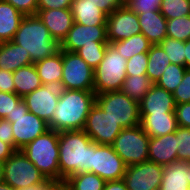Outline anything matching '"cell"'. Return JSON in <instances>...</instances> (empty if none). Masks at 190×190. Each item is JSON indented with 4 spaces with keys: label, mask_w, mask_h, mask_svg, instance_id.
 I'll return each mask as SVG.
<instances>
[{
    "label": "cell",
    "mask_w": 190,
    "mask_h": 190,
    "mask_svg": "<svg viewBox=\"0 0 190 190\" xmlns=\"http://www.w3.org/2000/svg\"><path fill=\"white\" fill-rule=\"evenodd\" d=\"M60 180L90 172L93 167V141L83 130L59 132Z\"/></svg>",
    "instance_id": "7a4b0ae2"
},
{
    "label": "cell",
    "mask_w": 190,
    "mask_h": 190,
    "mask_svg": "<svg viewBox=\"0 0 190 190\" xmlns=\"http://www.w3.org/2000/svg\"><path fill=\"white\" fill-rule=\"evenodd\" d=\"M73 0H37V10L71 8Z\"/></svg>",
    "instance_id": "ee69618b"
},
{
    "label": "cell",
    "mask_w": 190,
    "mask_h": 190,
    "mask_svg": "<svg viewBox=\"0 0 190 190\" xmlns=\"http://www.w3.org/2000/svg\"><path fill=\"white\" fill-rule=\"evenodd\" d=\"M15 150L7 143L0 140V161H5L9 158Z\"/></svg>",
    "instance_id": "f907efd6"
},
{
    "label": "cell",
    "mask_w": 190,
    "mask_h": 190,
    "mask_svg": "<svg viewBox=\"0 0 190 190\" xmlns=\"http://www.w3.org/2000/svg\"><path fill=\"white\" fill-rule=\"evenodd\" d=\"M22 100L16 93L0 92V119H5L14 111L15 106Z\"/></svg>",
    "instance_id": "ab89813d"
},
{
    "label": "cell",
    "mask_w": 190,
    "mask_h": 190,
    "mask_svg": "<svg viewBox=\"0 0 190 190\" xmlns=\"http://www.w3.org/2000/svg\"><path fill=\"white\" fill-rule=\"evenodd\" d=\"M95 102L94 91L61 89L56 110L48 122L49 129L58 132L83 130Z\"/></svg>",
    "instance_id": "6da1fadb"
},
{
    "label": "cell",
    "mask_w": 190,
    "mask_h": 190,
    "mask_svg": "<svg viewBox=\"0 0 190 190\" xmlns=\"http://www.w3.org/2000/svg\"><path fill=\"white\" fill-rule=\"evenodd\" d=\"M175 106L172 93H169L157 84H153L139 102L140 114L175 113Z\"/></svg>",
    "instance_id": "d6986e66"
},
{
    "label": "cell",
    "mask_w": 190,
    "mask_h": 190,
    "mask_svg": "<svg viewBox=\"0 0 190 190\" xmlns=\"http://www.w3.org/2000/svg\"><path fill=\"white\" fill-rule=\"evenodd\" d=\"M43 85L60 87L63 76L62 50L34 63Z\"/></svg>",
    "instance_id": "d4e9b609"
},
{
    "label": "cell",
    "mask_w": 190,
    "mask_h": 190,
    "mask_svg": "<svg viewBox=\"0 0 190 190\" xmlns=\"http://www.w3.org/2000/svg\"><path fill=\"white\" fill-rule=\"evenodd\" d=\"M96 103L123 129L140 125L139 102L129 98L121 90L96 95Z\"/></svg>",
    "instance_id": "8992f818"
},
{
    "label": "cell",
    "mask_w": 190,
    "mask_h": 190,
    "mask_svg": "<svg viewBox=\"0 0 190 190\" xmlns=\"http://www.w3.org/2000/svg\"><path fill=\"white\" fill-rule=\"evenodd\" d=\"M189 183H190V167H189Z\"/></svg>",
    "instance_id": "9f6ffc18"
},
{
    "label": "cell",
    "mask_w": 190,
    "mask_h": 190,
    "mask_svg": "<svg viewBox=\"0 0 190 190\" xmlns=\"http://www.w3.org/2000/svg\"><path fill=\"white\" fill-rule=\"evenodd\" d=\"M149 139L141 125H138L122 129L111 146L129 166L148 161Z\"/></svg>",
    "instance_id": "9c48e42d"
},
{
    "label": "cell",
    "mask_w": 190,
    "mask_h": 190,
    "mask_svg": "<svg viewBox=\"0 0 190 190\" xmlns=\"http://www.w3.org/2000/svg\"><path fill=\"white\" fill-rule=\"evenodd\" d=\"M12 41L22 46L25 52H29L32 63L50 57L60 50V44L51 37L37 15L23 17Z\"/></svg>",
    "instance_id": "3957f363"
},
{
    "label": "cell",
    "mask_w": 190,
    "mask_h": 190,
    "mask_svg": "<svg viewBox=\"0 0 190 190\" xmlns=\"http://www.w3.org/2000/svg\"><path fill=\"white\" fill-rule=\"evenodd\" d=\"M140 116V125L149 137H158L173 133L178 128L175 113L140 114Z\"/></svg>",
    "instance_id": "7402d4cb"
},
{
    "label": "cell",
    "mask_w": 190,
    "mask_h": 190,
    "mask_svg": "<svg viewBox=\"0 0 190 190\" xmlns=\"http://www.w3.org/2000/svg\"><path fill=\"white\" fill-rule=\"evenodd\" d=\"M147 56L148 64L146 76L156 84L167 69V66L171 64V61L159 44L152 45L147 52Z\"/></svg>",
    "instance_id": "83f0119b"
},
{
    "label": "cell",
    "mask_w": 190,
    "mask_h": 190,
    "mask_svg": "<svg viewBox=\"0 0 190 190\" xmlns=\"http://www.w3.org/2000/svg\"><path fill=\"white\" fill-rule=\"evenodd\" d=\"M168 55L172 64L185 66V42L166 37L159 44Z\"/></svg>",
    "instance_id": "d590c367"
},
{
    "label": "cell",
    "mask_w": 190,
    "mask_h": 190,
    "mask_svg": "<svg viewBox=\"0 0 190 190\" xmlns=\"http://www.w3.org/2000/svg\"><path fill=\"white\" fill-rule=\"evenodd\" d=\"M4 182V162L0 161V184Z\"/></svg>",
    "instance_id": "db71d44e"
},
{
    "label": "cell",
    "mask_w": 190,
    "mask_h": 190,
    "mask_svg": "<svg viewBox=\"0 0 190 190\" xmlns=\"http://www.w3.org/2000/svg\"><path fill=\"white\" fill-rule=\"evenodd\" d=\"M175 104L190 102V70H186L181 83L172 94Z\"/></svg>",
    "instance_id": "60d3db41"
},
{
    "label": "cell",
    "mask_w": 190,
    "mask_h": 190,
    "mask_svg": "<svg viewBox=\"0 0 190 190\" xmlns=\"http://www.w3.org/2000/svg\"><path fill=\"white\" fill-rule=\"evenodd\" d=\"M177 153V137L175 132L163 136L150 137L148 161L167 166L178 160Z\"/></svg>",
    "instance_id": "ac0fdd59"
},
{
    "label": "cell",
    "mask_w": 190,
    "mask_h": 190,
    "mask_svg": "<svg viewBox=\"0 0 190 190\" xmlns=\"http://www.w3.org/2000/svg\"><path fill=\"white\" fill-rule=\"evenodd\" d=\"M16 8L24 16L36 15L37 0H4Z\"/></svg>",
    "instance_id": "b9f144b4"
},
{
    "label": "cell",
    "mask_w": 190,
    "mask_h": 190,
    "mask_svg": "<svg viewBox=\"0 0 190 190\" xmlns=\"http://www.w3.org/2000/svg\"><path fill=\"white\" fill-rule=\"evenodd\" d=\"M124 5L138 15L160 10L161 0H124Z\"/></svg>",
    "instance_id": "f35d334b"
},
{
    "label": "cell",
    "mask_w": 190,
    "mask_h": 190,
    "mask_svg": "<svg viewBox=\"0 0 190 190\" xmlns=\"http://www.w3.org/2000/svg\"><path fill=\"white\" fill-rule=\"evenodd\" d=\"M126 168L127 165L111 145L93 142V167L90 173L97 174L105 181L120 180Z\"/></svg>",
    "instance_id": "4fadbf2b"
},
{
    "label": "cell",
    "mask_w": 190,
    "mask_h": 190,
    "mask_svg": "<svg viewBox=\"0 0 190 190\" xmlns=\"http://www.w3.org/2000/svg\"><path fill=\"white\" fill-rule=\"evenodd\" d=\"M60 90L61 88L57 86L42 85L22 99L26 103L29 112L48 123L56 110Z\"/></svg>",
    "instance_id": "9a60e30c"
},
{
    "label": "cell",
    "mask_w": 190,
    "mask_h": 190,
    "mask_svg": "<svg viewBox=\"0 0 190 190\" xmlns=\"http://www.w3.org/2000/svg\"><path fill=\"white\" fill-rule=\"evenodd\" d=\"M154 83L146 76H127L124 79L121 91L129 98L140 102Z\"/></svg>",
    "instance_id": "f546056e"
},
{
    "label": "cell",
    "mask_w": 190,
    "mask_h": 190,
    "mask_svg": "<svg viewBox=\"0 0 190 190\" xmlns=\"http://www.w3.org/2000/svg\"><path fill=\"white\" fill-rule=\"evenodd\" d=\"M110 44L127 60L133 55L148 52L153 45L142 33Z\"/></svg>",
    "instance_id": "f1b7e54d"
},
{
    "label": "cell",
    "mask_w": 190,
    "mask_h": 190,
    "mask_svg": "<svg viewBox=\"0 0 190 190\" xmlns=\"http://www.w3.org/2000/svg\"><path fill=\"white\" fill-rule=\"evenodd\" d=\"M0 92L15 93L13 72L0 69Z\"/></svg>",
    "instance_id": "f6af8a7d"
},
{
    "label": "cell",
    "mask_w": 190,
    "mask_h": 190,
    "mask_svg": "<svg viewBox=\"0 0 190 190\" xmlns=\"http://www.w3.org/2000/svg\"><path fill=\"white\" fill-rule=\"evenodd\" d=\"M190 162L180 160L164 166L160 190H190Z\"/></svg>",
    "instance_id": "44dd1931"
},
{
    "label": "cell",
    "mask_w": 190,
    "mask_h": 190,
    "mask_svg": "<svg viewBox=\"0 0 190 190\" xmlns=\"http://www.w3.org/2000/svg\"><path fill=\"white\" fill-rule=\"evenodd\" d=\"M106 31L109 44L140 34L137 14L123 5L107 16Z\"/></svg>",
    "instance_id": "5bb4252c"
},
{
    "label": "cell",
    "mask_w": 190,
    "mask_h": 190,
    "mask_svg": "<svg viewBox=\"0 0 190 190\" xmlns=\"http://www.w3.org/2000/svg\"><path fill=\"white\" fill-rule=\"evenodd\" d=\"M186 70V66L171 63L156 84L173 94L181 83Z\"/></svg>",
    "instance_id": "d6a6232c"
},
{
    "label": "cell",
    "mask_w": 190,
    "mask_h": 190,
    "mask_svg": "<svg viewBox=\"0 0 190 190\" xmlns=\"http://www.w3.org/2000/svg\"><path fill=\"white\" fill-rule=\"evenodd\" d=\"M69 190H104L106 181L90 172L71 175L64 180Z\"/></svg>",
    "instance_id": "4dcf8cb0"
},
{
    "label": "cell",
    "mask_w": 190,
    "mask_h": 190,
    "mask_svg": "<svg viewBox=\"0 0 190 190\" xmlns=\"http://www.w3.org/2000/svg\"><path fill=\"white\" fill-rule=\"evenodd\" d=\"M161 14L167 19L190 15V0H161Z\"/></svg>",
    "instance_id": "e575fe53"
},
{
    "label": "cell",
    "mask_w": 190,
    "mask_h": 190,
    "mask_svg": "<svg viewBox=\"0 0 190 190\" xmlns=\"http://www.w3.org/2000/svg\"><path fill=\"white\" fill-rule=\"evenodd\" d=\"M104 190H128L123 179L106 181Z\"/></svg>",
    "instance_id": "c3c4849f"
},
{
    "label": "cell",
    "mask_w": 190,
    "mask_h": 190,
    "mask_svg": "<svg viewBox=\"0 0 190 190\" xmlns=\"http://www.w3.org/2000/svg\"><path fill=\"white\" fill-rule=\"evenodd\" d=\"M164 166L145 161L129 165L123 176L128 190H160Z\"/></svg>",
    "instance_id": "7c38bea8"
},
{
    "label": "cell",
    "mask_w": 190,
    "mask_h": 190,
    "mask_svg": "<svg viewBox=\"0 0 190 190\" xmlns=\"http://www.w3.org/2000/svg\"><path fill=\"white\" fill-rule=\"evenodd\" d=\"M71 12L74 22L81 25H106L108 15L89 0H73Z\"/></svg>",
    "instance_id": "cb8c5ba5"
},
{
    "label": "cell",
    "mask_w": 190,
    "mask_h": 190,
    "mask_svg": "<svg viewBox=\"0 0 190 190\" xmlns=\"http://www.w3.org/2000/svg\"><path fill=\"white\" fill-rule=\"evenodd\" d=\"M167 37L184 41L190 39V15L167 20Z\"/></svg>",
    "instance_id": "836d02e7"
},
{
    "label": "cell",
    "mask_w": 190,
    "mask_h": 190,
    "mask_svg": "<svg viewBox=\"0 0 190 190\" xmlns=\"http://www.w3.org/2000/svg\"><path fill=\"white\" fill-rule=\"evenodd\" d=\"M5 120L11 123L15 151L21 150L38 136L50 130L45 120L29 112L23 99L15 106L14 111Z\"/></svg>",
    "instance_id": "52a82bcc"
},
{
    "label": "cell",
    "mask_w": 190,
    "mask_h": 190,
    "mask_svg": "<svg viewBox=\"0 0 190 190\" xmlns=\"http://www.w3.org/2000/svg\"><path fill=\"white\" fill-rule=\"evenodd\" d=\"M174 112L178 126L190 128V102L176 105Z\"/></svg>",
    "instance_id": "7bdbcfd3"
},
{
    "label": "cell",
    "mask_w": 190,
    "mask_h": 190,
    "mask_svg": "<svg viewBox=\"0 0 190 190\" xmlns=\"http://www.w3.org/2000/svg\"><path fill=\"white\" fill-rule=\"evenodd\" d=\"M185 66L190 70V39L185 42Z\"/></svg>",
    "instance_id": "816d5d0a"
},
{
    "label": "cell",
    "mask_w": 190,
    "mask_h": 190,
    "mask_svg": "<svg viewBox=\"0 0 190 190\" xmlns=\"http://www.w3.org/2000/svg\"><path fill=\"white\" fill-rule=\"evenodd\" d=\"M141 33L153 44H160L166 37L167 19L160 10L138 14Z\"/></svg>",
    "instance_id": "ffe728a7"
},
{
    "label": "cell",
    "mask_w": 190,
    "mask_h": 190,
    "mask_svg": "<svg viewBox=\"0 0 190 190\" xmlns=\"http://www.w3.org/2000/svg\"><path fill=\"white\" fill-rule=\"evenodd\" d=\"M0 140L9 144L14 149V136L11 123L5 119H0Z\"/></svg>",
    "instance_id": "7dc6e473"
},
{
    "label": "cell",
    "mask_w": 190,
    "mask_h": 190,
    "mask_svg": "<svg viewBox=\"0 0 190 190\" xmlns=\"http://www.w3.org/2000/svg\"><path fill=\"white\" fill-rule=\"evenodd\" d=\"M175 134L177 137L178 160L190 162V128L178 126Z\"/></svg>",
    "instance_id": "8d00e7d4"
},
{
    "label": "cell",
    "mask_w": 190,
    "mask_h": 190,
    "mask_svg": "<svg viewBox=\"0 0 190 190\" xmlns=\"http://www.w3.org/2000/svg\"><path fill=\"white\" fill-rule=\"evenodd\" d=\"M36 15L59 44L67 37L68 31L74 23L71 8L37 10Z\"/></svg>",
    "instance_id": "e0dca14e"
},
{
    "label": "cell",
    "mask_w": 190,
    "mask_h": 190,
    "mask_svg": "<svg viewBox=\"0 0 190 190\" xmlns=\"http://www.w3.org/2000/svg\"><path fill=\"white\" fill-rule=\"evenodd\" d=\"M32 64L30 54L13 41L0 42V69L14 72Z\"/></svg>",
    "instance_id": "603a6c76"
},
{
    "label": "cell",
    "mask_w": 190,
    "mask_h": 190,
    "mask_svg": "<svg viewBox=\"0 0 190 190\" xmlns=\"http://www.w3.org/2000/svg\"><path fill=\"white\" fill-rule=\"evenodd\" d=\"M108 41H94V44L83 45L76 53L95 69L105 56Z\"/></svg>",
    "instance_id": "1f68e13d"
},
{
    "label": "cell",
    "mask_w": 190,
    "mask_h": 190,
    "mask_svg": "<svg viewBox=\"0 0 190 190\" xmlns=\"http://www.w3.org/2000/svg\"><path fill=\"white\" fill-rule=\"evenodd\" d=\"M45 190H69L68 185L64 180L50 181L45 183Z\"/></svg>",
    "instance_id": "681fc988"
},
{
    "label": "cell",
    "mask_w": 190,
    "mask_h": 190,
    "mask_svg": "<svg viewBox=\"0 0 190 190\" xmlns=\"http://www.w3.org/2000/svg\"><path fill=\"white\" fill-rule=\"evenodd\" d=\"M20 190H45V184L36 185V186H33V187H26V188H22Z\"/></svg>",
    "instance_id": "f5cc1de1"
},
{
    "label": "cell",
    "mask_w": 190,
    "mask_h": 190,
    "mask_svg": "<svg viewBox=\"0 0 190 190\" xmlns=\"http://www.w3.org/2000/svg\"><path fill=\"white\" fill-rule=\"evenodd\" d=\"M94 41H108L106 25L85 26L74 22L67 37L60 44V49L76 52L83 45L94 44Z\"/></svg>",
    "instance_id": "2e32d148"
},
{
    "label": "cell",
    "mask_w": 190,
    "mask_h": 190,
    "mask_svg": "<svg viewBox=\"0 0 190 190\" xmlns=\"http://www.w3.org/2000/svg\"><path fill=\"white\" fill-rule=\"evenodd\" d=\"M47 181L21 150H16L4 161V182L16 190L43 185Z\"/></svg>",
    "instance_id": "ba28073f"
},
{
    "label": "cell",
    "mask_w": 190,
    "mask_h": 190,
    "mask_svg": "<svg viewBox=\"0 0 190 190\" xmlns=\"http://www.w3.org/2000/svg\"><path fill=\"white\" fill-rule=\"evenodd\" d=\"M148 64L147 52L133 55L126 63L127 76L146 75Z\"/></svg>",
    "instance_id": "74e56055"
},
{
    "label": "cell",
    "mask_w": 190,
    "mask_h": 190,
    "mask_svg": "<svg viewBox=\"0 0 190 190\" xmlns=\"http://www.w3.org/2000/svg\"><path fill=\"white\" fill-rule=\"evenodd\" d=\"M24 15L4 0H0V42L12 41Z\"/></svg>",
    "instance_id": "484cf974"
},
{
    "label": "cell",
    "mask_w": 190,
    "mask_h": 190,
    "mask_svg": "<svg viewBox=\"0 0 190 190\" xmlns=\"http://www.w3.org/2000/svg\"><path fill=\"white\" fill-rule=\"evenodd\" d=\"M13 78L15 93L22 98L43 85L34 63L14 71Z\"/></svg>",
    "instance_id": "4316f807"
},
{
    "label": "cell",
    "mask_w": 190,
    "mask_h": 190,
    "mask_svg": "<svg viewBox=\"0 0 190 190\" xmlns=\"http://www.w3.org/2000/svg\"><path fill=\"white\" fill-rule=\"evenodd\" d=\"M62 64L61 89L94 91V69L76 52L62 50Z\"/></svg>",
    "instance_id": "30bf717a"
},
{
    "label": "cell",
    "mask_w": 190,
    "mask_h": 190,
    "mask_svg": "<svg viewBox=\"0 0 190 190\" xmlns=\"http://www.w3.org/2000/svg\"><path fill=\"white\" fill-rule=\"evenodd\" d=\"M0 190H16L11 185H8L7 183L3 182L0 184Z\"/></svg>",
    "instance_id": "11a10c76"
},
{
    "label": "cell",
    "mask_w": 190,
    "mask_h": 190,
    "mask_svg": "<svg viewBox=\"0 0 190 190\" xmlns=\"http://www.w3.org/2000/svg\"><path fill=\"white\" fill-rule=\"evenodd\" d=\"M107 15L124 5V0H89Z\"/></svg>",
    "instance_id": "bcb514c9"
},
{
    "label": "cell",
    "mask_w": 190,
    "mask_h": 190,
    "mask_svg": "<svg viewBox=\"0 0 190 190\" xmlns=\"http://www.w3.org/2000/svg\"><path fill=\"white\" fill-rule=\"evenodd\" d=\"M116 121L95 104L87 116L83 131L97 144L111 145L122 131Z\"/></svg>",
    "instance_id": "8fae6325"
},
{
    "label": "cell",
    "mask_w": 190,
    "mask_h": 190,
    "mask_svg": "<svg viewBox=\"0 0 190 190\" xmlns=\"http://www.w3.org/2000/svg\"><path fill=\"white\" fill-rule=\"evenodd\" d=\"M59 132L48 130L21 149L24 155L50 181H60Z\"/></svg>",
    "instance_id": "277c9868"
},
{
    "label": "cell",
    "mask_w": 190,
    "mask_h": 190,
    "mask_svg": "<svg viewBox=\"0 0 190 190\" xmlns=\"http://www.w3.org/2000/svg\"><path fill=\"white\" fill-rule=\"evenodd\" d=\"M127 59L108 43L105 56L94 69V92L96 95L105 92L119 91L126 75Z\"/></svg>",
    "instance_id": "5b68a950"
}]
</instances>
